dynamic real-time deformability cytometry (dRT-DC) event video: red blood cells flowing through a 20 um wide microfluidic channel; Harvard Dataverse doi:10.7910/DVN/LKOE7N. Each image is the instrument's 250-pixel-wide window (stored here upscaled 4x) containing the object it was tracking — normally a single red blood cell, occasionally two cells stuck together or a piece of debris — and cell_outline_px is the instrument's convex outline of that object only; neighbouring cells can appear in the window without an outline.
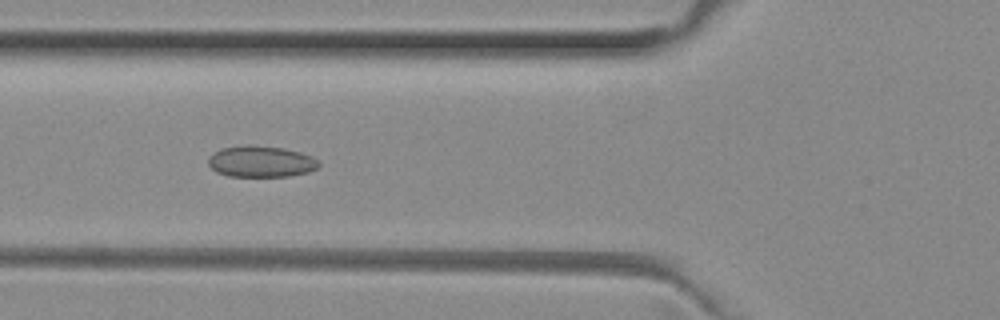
{"species": "common noctule bat (a hibernating species)", "species_latin": "Nyctalus noctula", "temperature_condition": "room temperature", "stored_images_in_passage": 41, "camera_frame_rate_fps": 3000, "um_per_image_px": 0.085, "animal": {"sex": "female", "body_mass_g": 29.2, "forearm_length_mm": 56.3}, "frame": {"image": 1, "passage_image": 19, "time_ms": 6.0, "image_size_px": [1000, 320], "cell_outline_px": [[320, 164], [316, 168], [308, 172], [288, 176], [228, 176], [216, 172], [208, 164], [208, 156], [212, 152], [220, 148], [248, 144], [284, 148], [300, 152], [312, 156]], "centroid_in_image_um": [22.13, 13.71], "position_along_channel_um": 103.7, "area_um2": 20.29}}
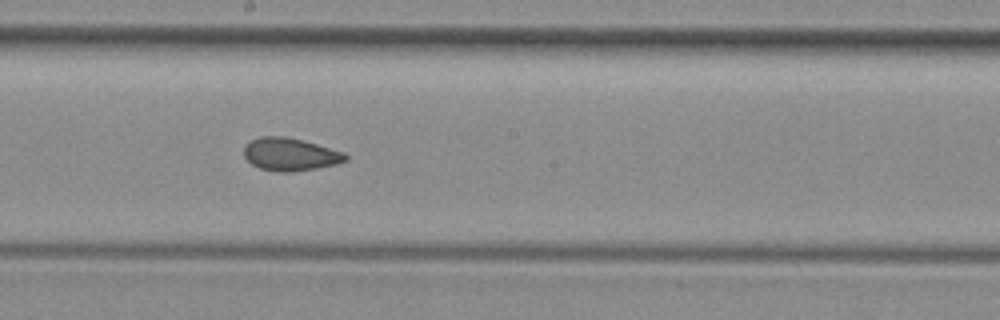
{"frame": {"image": 2, "passage_image": 28, "time_ms": 9.0, "image_size_px": [1000, 320], "cell_outline_px": [[348, 160], [336, 164], [316, 168], [292, 172], [276, 172], [260, 168], [252, 164], [244, 156], [244, 148], [252, 140], [260, 136], [284, 136], [316, 144], [344, 152], [348, 156]], "centroid_in_image_um": [24.67, 13.13], "position_along_channel_um": 223.5, "area_um2": 19.25}}
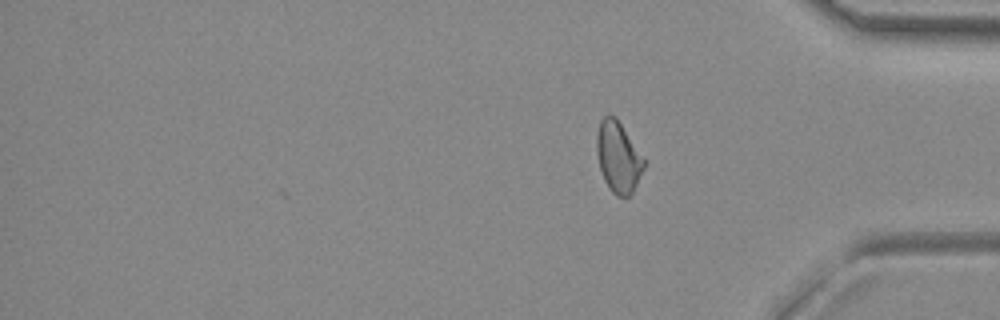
{"frame": {"image": 3, "passage_image": 41, "time_ms": 13.333, "image_size_px": [1000, 320], "cell_outline_px": [[644, 168], [632, 192], [628, 196], [616, 196], [608, 188], [604, 180], [600, 168], [596, 152], [596, 136], [600, 120], [608, 112], [616, 116], [644, 156]], "centroid_in_image_um": [52.54, 13.3], "position_along_channel_um": 382.7, "area_um2": 19.77}, "authors_computed_cell_mechanics": {"area_um2": 20.0566, "velocity_mm_per_s": 4.0078, "shape_relaxation_time_tau1_ms": null, "shape_relaxation_time_tau2_ms": 2.0089, "deformation_change_tau1": null, "deformation_change_tau2": 0.0772}}